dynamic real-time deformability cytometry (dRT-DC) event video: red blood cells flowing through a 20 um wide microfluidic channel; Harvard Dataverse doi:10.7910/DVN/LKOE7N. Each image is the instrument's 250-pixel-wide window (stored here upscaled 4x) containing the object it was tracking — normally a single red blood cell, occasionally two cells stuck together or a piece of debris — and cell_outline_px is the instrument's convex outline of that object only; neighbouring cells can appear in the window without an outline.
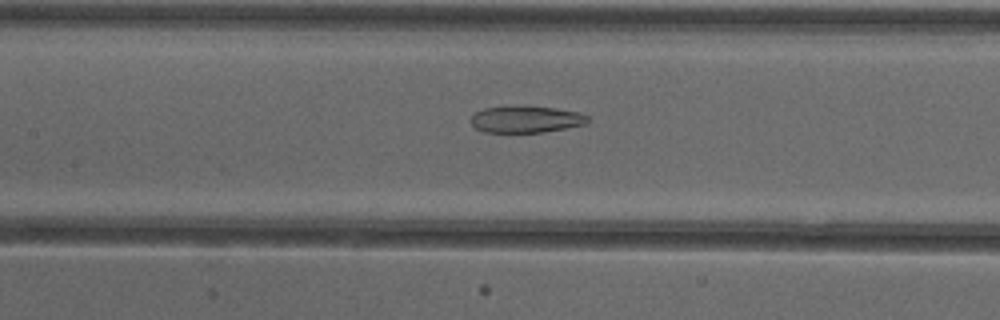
{"species": "common noctule bat (a hibernating species)", "species_latin": "Nyctalus noctula", "temperature_condition": "cold", "stored_images_in_passage": 53, "camera_frame_rate_fps": 3000, "um_per_image_px": 0.085, "animal": {"sex": "female"}, "frame": {"image": 1, "passage_image": 25, "time_ms": 8.0, "image_size_px": [1000, 320], "cell_outline_px": [[592, 120], [588, 124], [544, 132], [484, 132], [476, 128], [472, 124], [472, 116], [476, 112], [484, 108], [556, 108], [576, 112], [588, 116]], "centroid_in_image_um": [44.78, 10.18], "position_along_channel_um": 162.6, "area_um2": 17.57}}
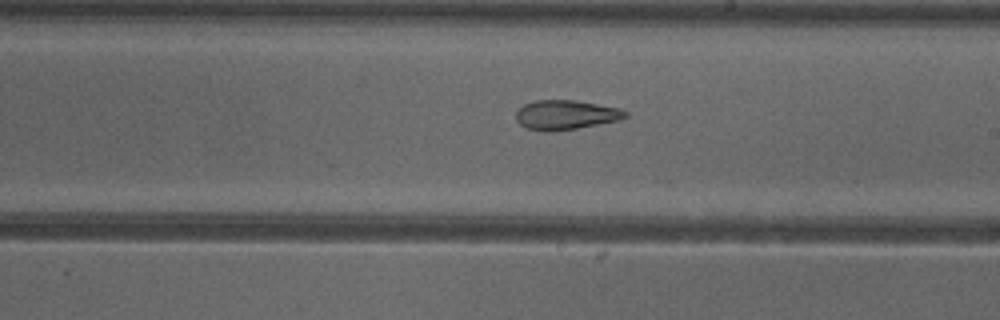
{"frame": {"image": 2, "passage_image": 31, "time_ms": 10.0, "image_size_px": [1000, 320], "cell_outline_px": [[628, 116], [620, 120], [576, 128], [528, 128], [520, 124], [516, 120], [516, 112], [524, 104], [536, 100], [576, 100], [620, 108], [628, 112]], "centroid_in_image_um": [48.16, 9.71], "position_along_channel_um": 240.8, "area_um2": 18.03}}
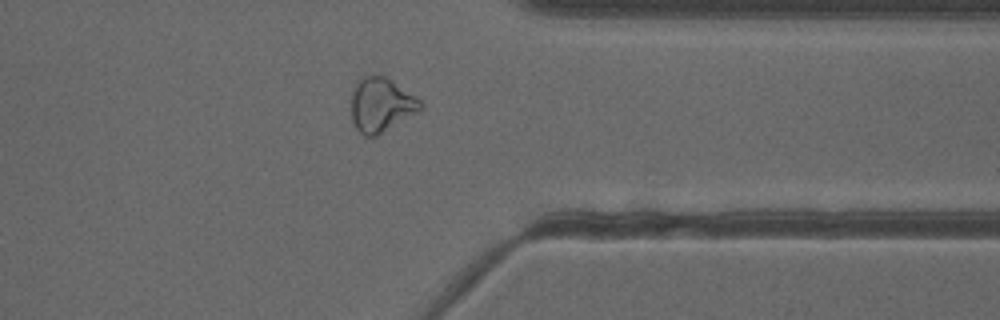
{"frame": {"image": 3, "passage_image": 42, "time_ms": 13.667, "image_size_px": [1000, 320], "cell_outline_px": [[424, 104], [420, 112], [376, 136], [364, 136], [356, 128], [352, 120], [352, 92], [356, 80], [364, 76], [384, 76], [392, 80], [420, 100]], "centroid_in_image_um": [32.41, 8.92], "position_along_channel_um": 379.0, "area_um2": 21.91}, "authors_computed_cell_mechanics": {"area_um2": 23.8136, "velocity_mm_per_s": 3.9252, "shape_relaxation_time_tau1_ms": null, "shape_relaxation_time_tau2_ms": 3.2206, "deformation_change_tau1": null, "deformation_change_tau2": 0.1111}}